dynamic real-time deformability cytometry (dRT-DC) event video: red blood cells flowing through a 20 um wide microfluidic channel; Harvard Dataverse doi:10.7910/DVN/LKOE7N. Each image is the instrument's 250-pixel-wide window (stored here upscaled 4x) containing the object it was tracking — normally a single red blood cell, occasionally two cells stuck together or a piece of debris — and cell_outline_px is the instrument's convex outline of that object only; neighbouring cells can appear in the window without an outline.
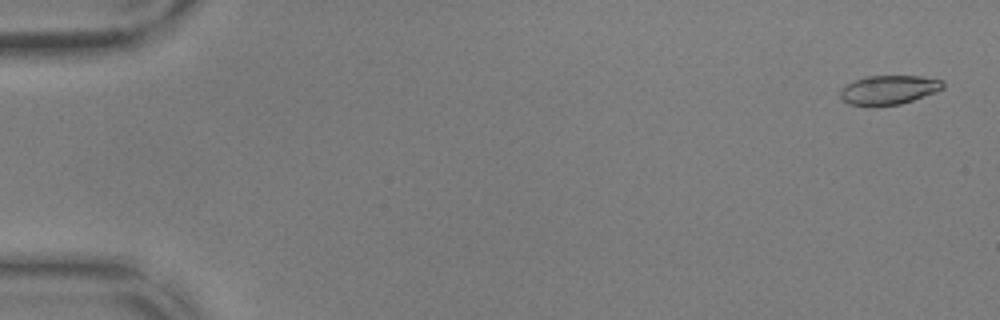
{"species": "common noctule bat (a hibernating species)", "species_latin": "Nyctalus noctula", "temperature_condition": "warm", "stored_images_in_passage": 55, "camera_frame_rate_fps": 3000, "um_per_image_px": 0.085, "animal": {"sex": "male", "body_mass_g": 17.9, "forearm_length_mm": 54.2}, "frame": {"image": 1, "passage_image": 2, "time_ms": 0.333, "image_size_px": [1000, 320], "cell_outline_px": [[944, 88], [936, 92], [900, 104], [848, 104], [840, 100], [840, 88], [856, 80], [868, 76], [920, 76], [944, 80]], "centroid_in_image_um": [75.57, 7.61], "position_along_channel_um": 9.4, "area_um2": 17.11}}
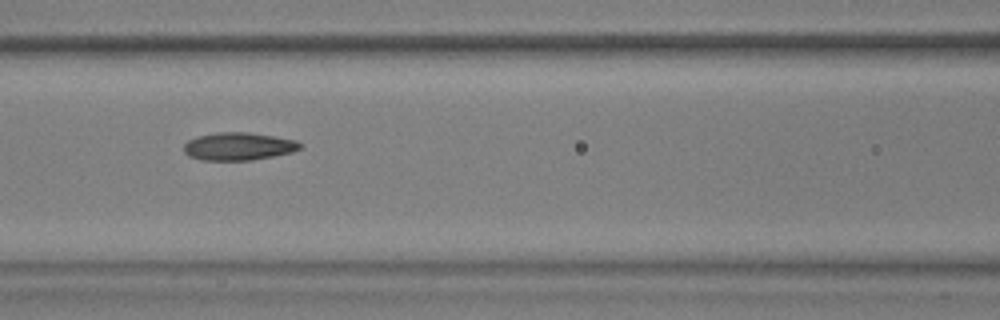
{"frame": {"image": 2, "passage_image": 25, "time_ms": 8.0, "image_size_px": [1000, 320], "cell_outline_px": [[300, 148], [292, 152], [252, 160], [200, 160], [188, 156], [184, 152], [184, 144], [188, 140], [196, 136], [216, 132], [248, 132], [296, 140], [300, 144]], "centroid_in_image_um": [20.21, 12.44], "position_along_channel_um": 146.4, "area_um2": 18.79}}
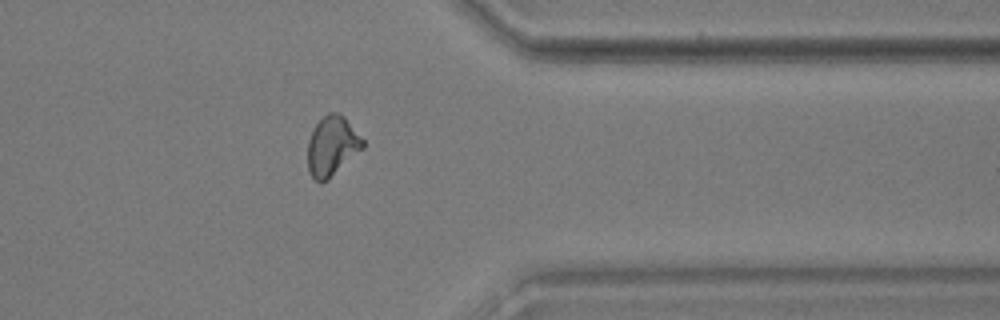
{"frame": {"image": 3, "passage_image": 45, "time_ms": 14.667, "image_size_px": [1000, 320], "cell_outline_px": [[364, 148], [328, 180], [320, 184], [308, 172], [308, 140], [316, 124], [328, 112], [340, 112], [344, 116], [364, 140]], "centroid_in_image_um": [28.23, 12.42], "position_along_channel_um": 383.2, "area_um2": 19.25}, "authors_computed_cell_mechanics": {"area_um2": 18.6694, "velocity_mm_per_s": 3.6782, "shape_relaxation_time_tau1_ms": null, "shape_relaxation_time_tau2_ms": 2.3121, "deformation_change_tau1": null, "deformation_change_tau2": 0.0887}}